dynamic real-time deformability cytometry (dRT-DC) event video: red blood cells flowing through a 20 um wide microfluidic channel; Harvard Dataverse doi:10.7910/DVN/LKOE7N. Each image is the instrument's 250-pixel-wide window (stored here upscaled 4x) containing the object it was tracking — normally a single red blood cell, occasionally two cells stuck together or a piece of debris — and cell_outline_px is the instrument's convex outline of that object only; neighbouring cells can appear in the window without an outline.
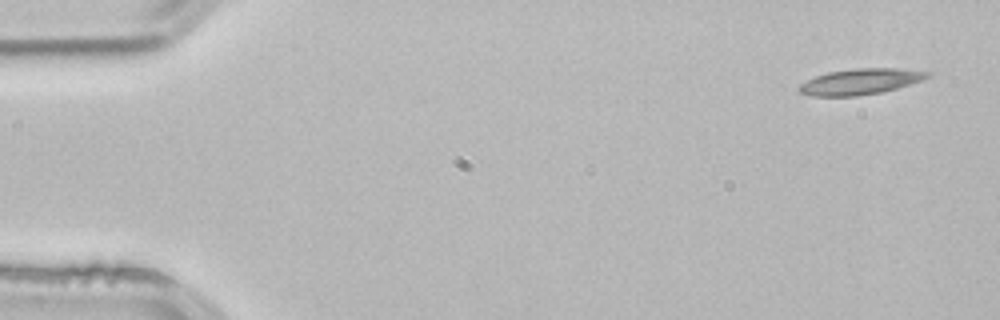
{"species": "common noctule bat (a hibernating species)", "species_latin": "Nyctalus noctula", "temperature_condition": "room temperature", "stored_images_in_passage": 3, "camera_frame_rate_fps": 3000, "um_per_image_px": 0.085, "animal": {"sex": "male", "body_mass_g": 21.5, "forearm_length_mm": 52.0}, "frame": {"image": 1, "passage_image": 1, "time_ms": 0.0, "image_size_px": [1000, 320], "cell_outline_px": [[932, 76], [896, 88], [880, 92], [856, 96], [812, 96], [800, 92], [796, 88], [800, 84], [816, 76], [828, 72], [856, 68], [900, 68], [932, 72]], "centroid_in_image_um": [73.13, 6.93], "position_along_channel_um": 11.9, "area_um2": 19.19}}